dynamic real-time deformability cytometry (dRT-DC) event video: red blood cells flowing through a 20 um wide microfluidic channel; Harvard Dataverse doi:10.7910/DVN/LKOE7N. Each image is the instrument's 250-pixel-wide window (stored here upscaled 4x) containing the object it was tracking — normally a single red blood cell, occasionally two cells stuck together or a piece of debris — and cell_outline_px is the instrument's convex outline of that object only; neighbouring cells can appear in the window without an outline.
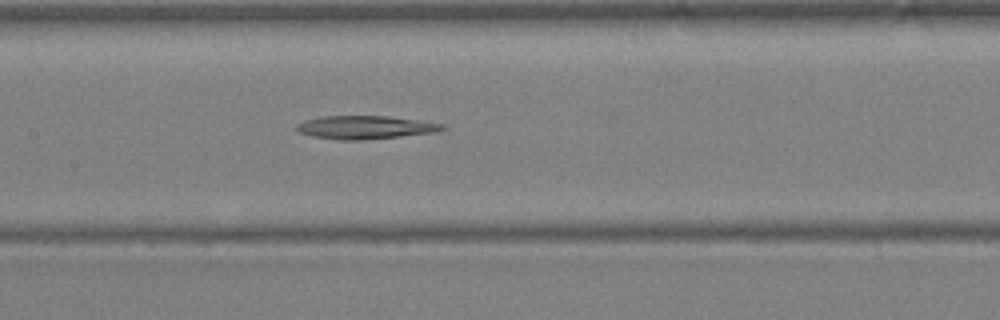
{"species": "Egyptian fruit bat (a non-hibernating species)", "species_latin": "Rousettus aegyptiacus", "temperature_condition": "warm", "stored_images_in_passage": 38, "camera_frame_rate_fps": 3000, "um_per_image_px": 0.085, "animal": {"sex": "female"}, "frame": {"image": 1, "passage_image": 18, "time_ms": 5.667, "image_size_px": [1000, 320], "cell_outline_px": [[448, 128], [440, 132], [364, 140], [340, 140], [312, 136], [300, 132], [296, 128], [296, 124], [304, 120], [320, 116], [388, 116], [444, 124]], "centroid_in_image_um": [31.08, 10.83], "position_along_channel_um": 176.3, "area_um2": 19.88}}
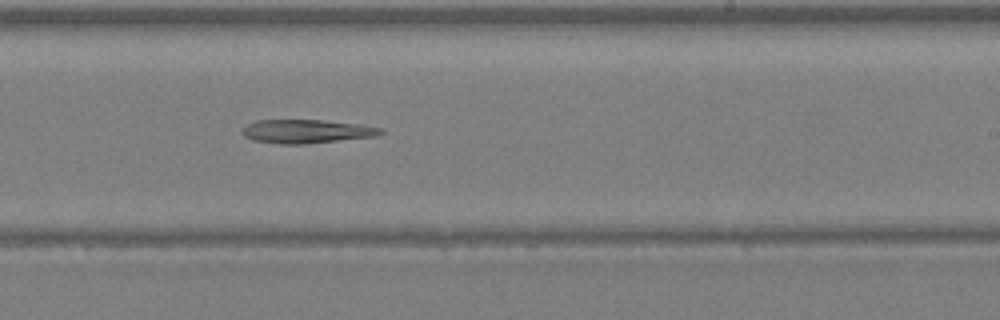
{"frame": {"image": 2, "passage_image": 23, "time_ms": 7.333, "image_size_px": [1000, 320], "cell_outline_px": [[384, 132], [376, 136], [300, 144], [280, 144], [252, 140], [244, 136], [240, 132], [240, 128], [256, 120], [324, 120], [360, 124], [384, 128]], "centroid_in_image_um": [26.02, 11.15], "position_along_channel_um": 263.0, "area_um2": 19.13}}
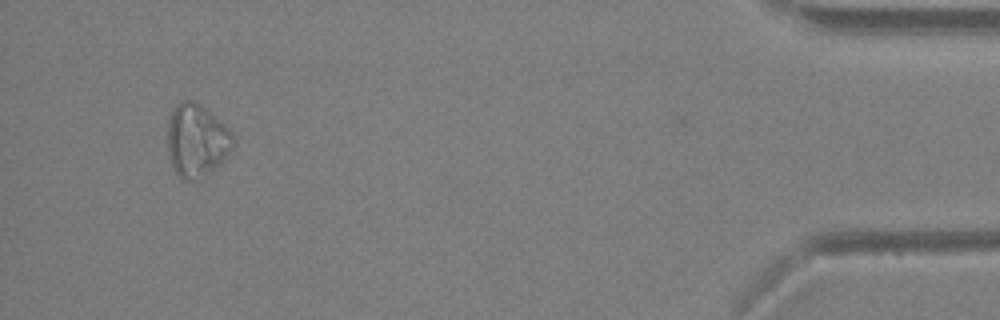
{"frame": {"image": 3, "passage_image": 36, "time_ms": 11.667, "image_size_px": [1000, 320], "cell_outline_px": [[236, 144], [224, 160], [212, 172], [200, 180], [180, 180], [172, 168], [168, 156], [168, 120], [172, 108], [180, 100], [196, 100], [220, 120], [232, 132], [236, 140]], "centroid_in_image_um": [16.72, 11.96], "position_along_channel_um": 418.5, "area_um2": 28.78}}